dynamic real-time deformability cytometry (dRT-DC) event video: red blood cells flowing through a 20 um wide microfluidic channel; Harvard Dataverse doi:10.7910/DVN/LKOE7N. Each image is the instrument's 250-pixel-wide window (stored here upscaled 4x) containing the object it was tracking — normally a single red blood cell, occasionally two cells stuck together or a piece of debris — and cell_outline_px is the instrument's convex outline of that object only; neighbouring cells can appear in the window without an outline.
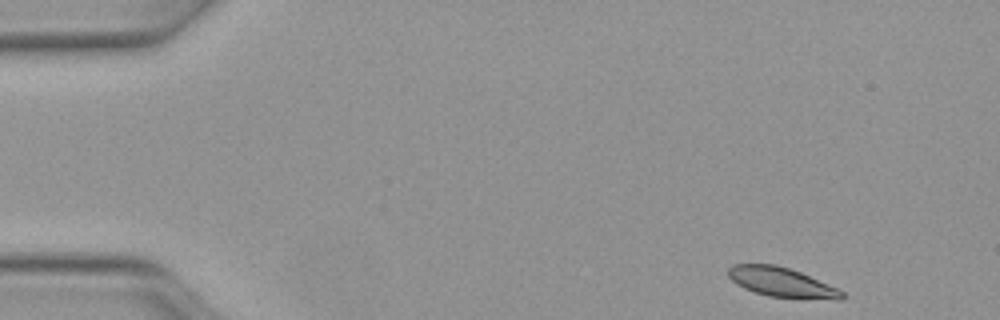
{"species": "Egyptian fruit bat (a non-hibernating species)", "species_latin": "Rousettus aegyptiacus", "temperature_condition": "warm", "stored_images_in_passage": 46, "camera_frame_rate_fps": 3000, "um_per_image_px": 0.085, "animal": {"sex": "female"}, "frame": {"image": 1, "passage_image": 1, "time_ms": 0.0, "image_size_px": [1000, 320], "cell_outline_px": [[844, 296], [840, 300], [836, 300], [768, 296], [744, 288], [736, 284], [728, 276], [728, 268], [732, 264], [776, 264], [800, 272], [840, 288], [844, 292]], "centroid_in_image_um": [66.47, 23.99], "position_along_channel_um": 18.5, "area_um2": 19.65}}
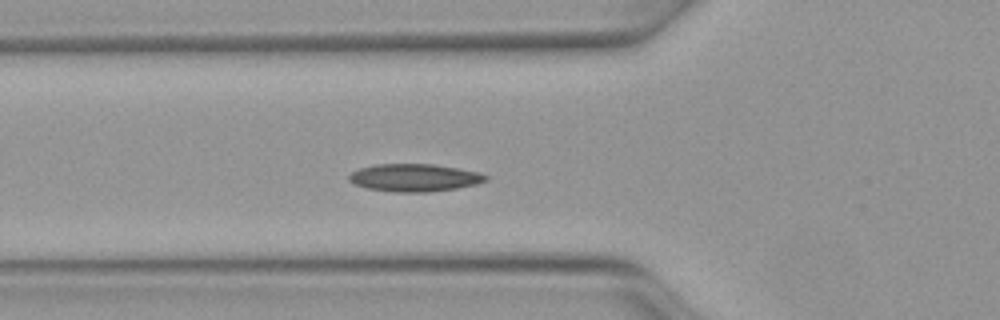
{"frame": {"image": 2, "passage_image": 14, "time_ms": 4.333, "image_size_px": [1000, 320], "cell_outline_px": [[488, 180], [476, 184], [456, 188], [428, 192], [392, 192], [368, 188], [352, 184], [348, 180], [348, 176], [352, 172], [360, 168], [376, 164], [436, 164], [480, 172], [488, 176]], "centroid_in_image_um": [35.22, 15.1], "position_along_channel_um": 90.6, "area_um2": 22.14}}
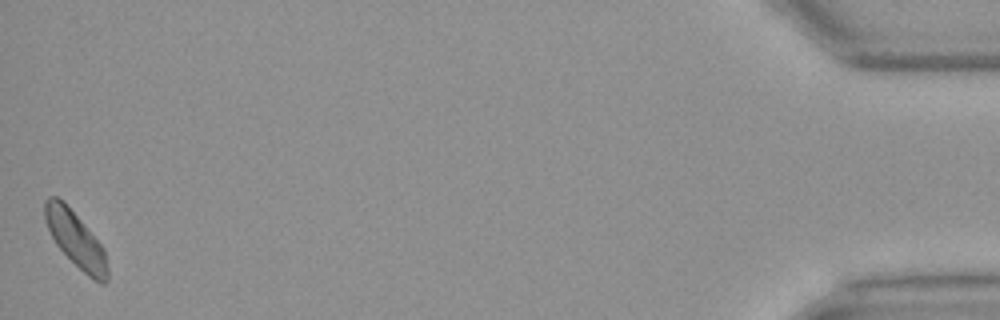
{"frame": {"image": 3, "passage_image": 46, "time_ms": 15.0, "image_size_px": [1000, 320], "cell_outline_px": [[108, 280], [104, 284], [100, 284], [92, 280], [56, 244], [44, 220], [44, 200], [48, 196], [56, 196], [64, 200], [104, 248], [108, 268]], "centroid_in_image_um": [6.43, 20.33], "position_along_channel_um": 428.8, "area_um2": 20.23}, "authors_computed_cell_mechanics": {"area_um2": 20.4901, "velocity_mm_per_s": 4.0571, "shape_relaxation_time_tau1_ms": 7.1907, "shape_relaxation_time_tau2_ms": null, "deformation_change_tau1": 0.1284, "deformation_change_tau2": null}}